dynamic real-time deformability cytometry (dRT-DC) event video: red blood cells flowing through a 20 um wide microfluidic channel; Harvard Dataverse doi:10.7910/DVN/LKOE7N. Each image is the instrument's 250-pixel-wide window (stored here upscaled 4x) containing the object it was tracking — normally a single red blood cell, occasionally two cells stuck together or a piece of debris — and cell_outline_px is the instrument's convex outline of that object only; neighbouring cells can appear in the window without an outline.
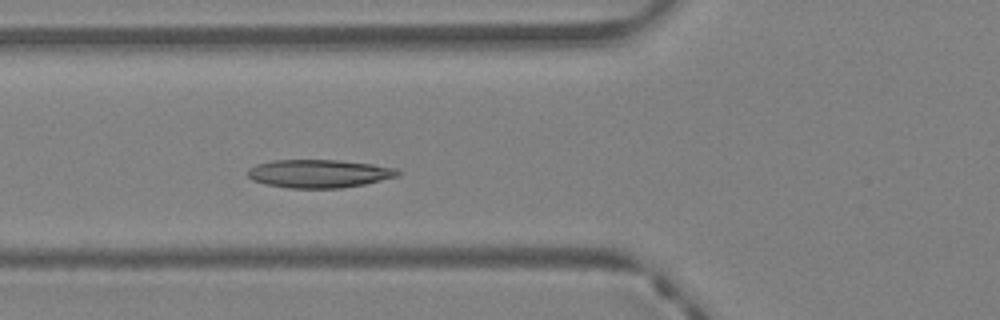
{"species": "Egyptian fruit bat (a non-hibernating species)", "species_latin": "Rousettus aegyptiacus", "temperature_condition": "warm", "stored_images_in_passage": 39, "camera_frame_rate_fps": 3000, "um_per_image_px": 0.085, "animal": {"sex": "female"}, "frame": {"image": 1, "passage_image": 13, "time_ms": 4.0, "image_size_px": [1000, 320], "cell_outline_px": [[400, 176], [364, 184], [340, 188], [288, 188], [264, 184], [252, 180], [248, 176], [248, 168], [256, 164], [272, 160], [340, 160], [372, 164], [396, 168], [400, 172]], "centroid_in_image_um": [27.11, 14.75], "position_along_channel_um": 98.7, "area_um2": 24.8}}
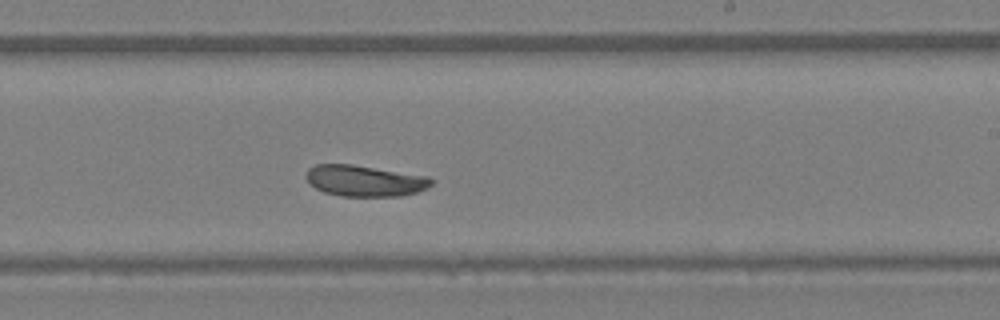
{"frame": {"image": 2, "passage_image": 23, "time_ms": 7.333, "image_size_px": [1000, 320], "cell_outline_px": [[436, 180], [428, 188], [416, 192], [400, 196], [340, 196], [324, 192], [308, 184], [304, 176], [308, 168], [316, 164], [352, 164], [428, 176]], "centroid_in_image_um": [30.98, 15.36], "position_along_channel_um": 258.0, "area_um2": 23.0}}
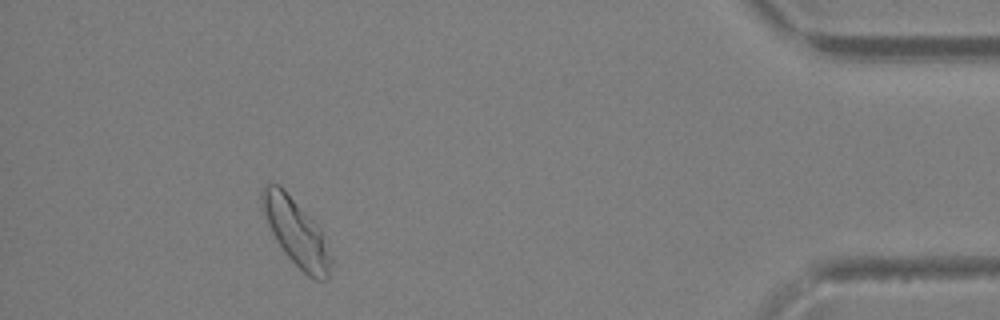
{"frame": {"image": 3, "passage_image": 36, "time_ms": 11.667, "image_size_px": [1000, 320], "cell_outline_px": [[332, 268], [328, 280], [316, 280], [308, 276], [288, 256], [276, 240], [260, 208], [260, 192], [264, 184], [280, 184], [284, 188], [312, 220], [320, 232], [332, 260]], "centroid_in_image_um": [25.12, 19.72], "position_along_channel_um": 410.1, "area_um2": 26.36}}